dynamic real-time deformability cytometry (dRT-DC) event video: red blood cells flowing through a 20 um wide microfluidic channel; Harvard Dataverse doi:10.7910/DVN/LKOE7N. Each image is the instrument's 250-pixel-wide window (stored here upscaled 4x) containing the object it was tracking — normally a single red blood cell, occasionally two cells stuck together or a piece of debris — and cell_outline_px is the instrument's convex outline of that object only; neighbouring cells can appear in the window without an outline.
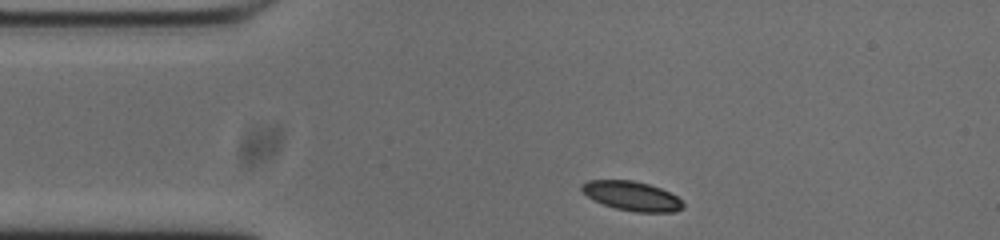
{"species": "common noctule bat (a hibernating species)", "species_latin": "Nyctalus noctula", "temperature_condition": "cold", "stored_images_in_passage": 45, "camera_frame_rate_fps": 3000, "um_per_image_px": 0.085, "animal": {"sex": "male", "body_mass_g": 20.0, "forearm_length_mm": 53.3}, "frame": {"image": 1, "passage_image": 1, "time_ms": 0.0, "image_size_px": [1000, 240], "cell_outline_px": [[684, 208], [676, 212], [636, 212], [616, 208], [592, 200], [580, 188], [580, 184], [588, 180], [632, 180], [648, 184], [660, 188], [676, 196], [684, 204]], "centroid_in_image_um": [53.7, 16.66], "position_along_channel_um": 31.3, "area_um2": 17.28}}
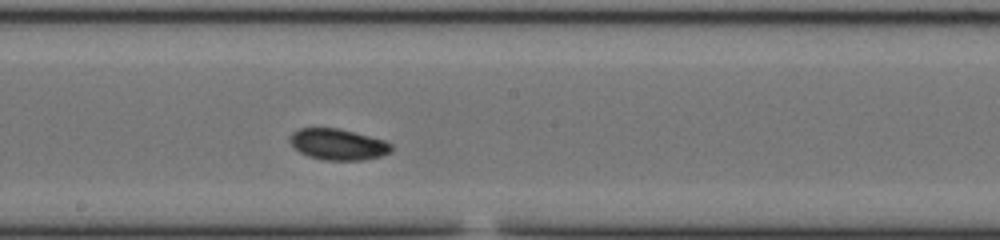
{"frame": {"image": 2, "passage_image": 19, "time_ms": 6.0, "image_size_px": [1000, 240], "cell_outline_px": [[392, 152], [380, 156], [364, 160], [324, 160], [308, 156], [300, 152], [288, 140], [288, 136], [292, 132], [300, 128], [336, 128], [384, 140], [392, 144]], "centroid_in_image_um": [28.71, 12.28], "position_along_channel_um": 219.5, "area_um2": 18.32}}
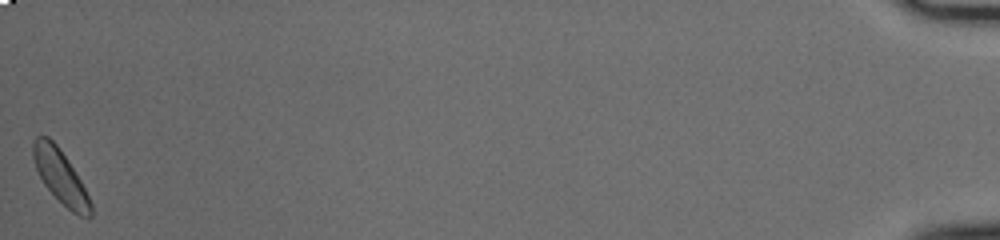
{"frame": {"image": 3, "passage_image": 45, "time_ms": 14.667, "image_size_px": [1000, 240], "cell_outline_px": [[92, 216], [80, 216], [72, 212], [44, 184], [36, 168], [32, 156], [32, 144], [36, 136], [48, 136], [56, 144], [68, 160], [80, 180], [92, 204]], "centroid_in_image_um": [5.12, 14.97], "position_along_channel_um": 430.1, "area_um2": 17.51}, "authors_computed_cell_mechanics": {"area_um2": 18.0336, "velocity_mm_per_s": 3.7016, "shape_relaxation_time_tau1_ms": 3.1818, "shape_relaxation_time_tau2_ms": null, "deformation_change_tau1": 0.1172, "deformation_change_tau2": null}}